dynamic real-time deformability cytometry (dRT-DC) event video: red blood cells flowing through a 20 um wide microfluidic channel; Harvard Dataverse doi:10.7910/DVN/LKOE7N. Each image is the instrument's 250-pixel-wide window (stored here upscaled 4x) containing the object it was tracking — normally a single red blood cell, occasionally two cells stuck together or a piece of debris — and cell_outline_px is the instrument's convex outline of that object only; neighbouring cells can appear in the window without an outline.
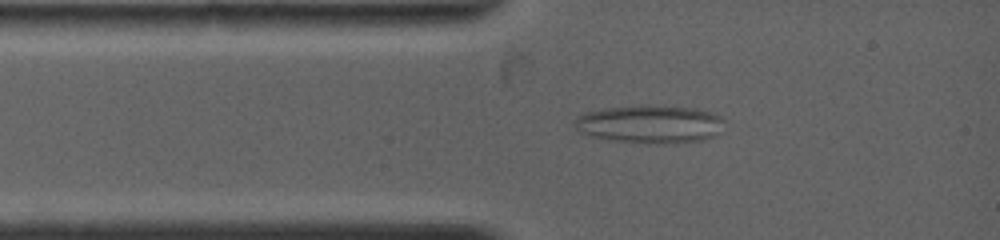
{"species": "common noctule bat (a hibernating species)", "species_latin": "Nyctalus noctula", "temperature_condition": "warm", "stored_images_in_passage": 5, "camera_frame_rate_fps": 4500, "um_per_image_px": 0.085, "animal": {"sex": "female", "body_mass_g": 19.0, "forearm_length_mm": 53.3}, "frame": {"image": 1, "passage_image": 3, "time_ms": 1.333, "image_size_px": [1000, 240], "cell_outline_px": [[724, 132], [700, 140], [616, 140], [592, 136], [584, 132], [572, 124], [572, 120], [584, 112], [604, 108], [640, 104], [644, 104], [696, 108], [712, 112], [720, 116], [724, 120]], "centroid_in_image_um": [55.26, 10.46], "position_along_channel_um": 29.7, "area_um2": 32.25}}
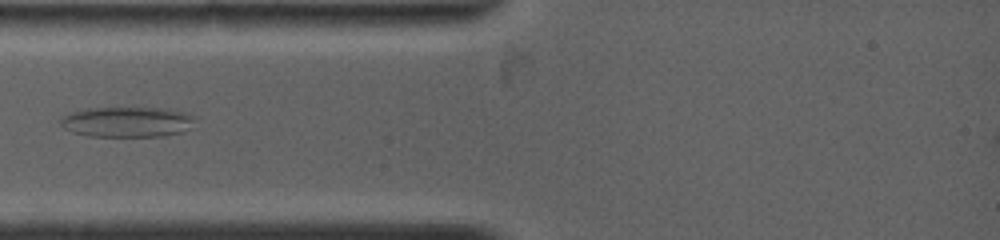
{"frame": {"image": 2, "passage_image": 5, "time_ms": 2.667, "image_size_px": [1000, 240], "cell_outline_px": [[196, 116], [180, 132], [160, 136], [88, 136], [72, 132], [64, 128], [60, 124], [60, 120], [68, 112], [92, 108], [164, 108]], "centroid_in_image_um": [10.69, 10.36], "position_along_channel_um": 74.3, "area_um2": 23.24}}